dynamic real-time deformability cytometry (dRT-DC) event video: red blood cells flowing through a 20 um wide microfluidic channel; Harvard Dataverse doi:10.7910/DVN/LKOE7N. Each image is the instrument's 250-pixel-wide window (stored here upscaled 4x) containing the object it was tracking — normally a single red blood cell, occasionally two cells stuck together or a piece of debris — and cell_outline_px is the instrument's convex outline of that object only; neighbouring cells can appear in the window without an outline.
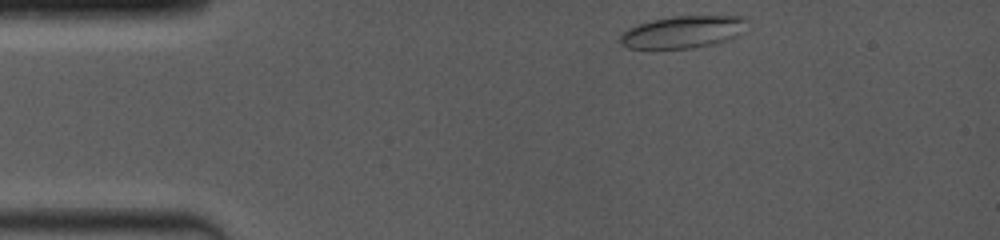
{"species": "common noctule bat (a hibernating species)", "species_latin": "Nyctalus noctula", "temperature_condition": "room temperature", "stored_images_in_passage": 32, "camera_frame_rate_fps": 4000, "um_per_image_px": 0.085, "animal": {"sex": "female", "body_mass_g": 19.0, "forearm_length_mm": 53.3}, "frame": {"image": 1, "passage_image": 1, "time_ms": 0.0, "image_size_px": [1000, 240], "cell_outline_px": [[744, 20], [732, 36], [724, 40], [692, 48], [628, 48], [620, 44], [620, 36], [628, 28], [652, 20], [672, 16], [744, 16]], "centroid_in_image_um": [57.87, 2.71], "position_along_channel_um": 27.1, "area_um2": 22.72}, "authors_computed_cell_mechanics": {"area_um2": 21.7039, "velocity_mm_per_s": 3.9898, "shape_relaxation_time_tau1_ms": 5.9286, "shape_relaxation_time_tau2_ms": 1.8054, "deformation_change_tau1": 0.1415, "deformation_change_tau2": 0.0298}}